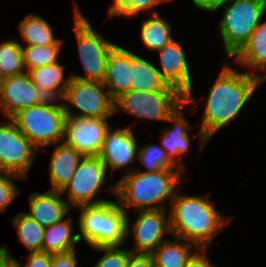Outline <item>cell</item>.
<instances>
[{
	"label": "cell",
	"mask_w": 266,
	"mask_h": 267,
	"mask_svg": "<svg viewBox=\"0 0 266 267\" xmlns=\"http://www.w3.org/2000/svg\"><path fill=\"white\" fill-rule=\"evenodd\" d=\"M226 62L224 61L219 75L210 87L204 103L205 109L197 133L200 150H203L218 130L235 120L254 91L264 83L246 71H237Z\"/></svg>",
	"instance_id": "6da1fadb"
},
{
	"label": "cell",
	"mask_w": 266,
	"mask_h": 267,
	"mask_svg": "<svg viewBox=\"0 0 266 267\" xmlns=\"http://www.w3.org/2000/svg\"><path fill=\"white\" fill-rule=\"evenodd\" d=\"M184 179L187 180L181 169H162L157 172H141L136 169L104 190L117 197L116 200L126 212L130 208L134 212L169 210L165 203L170 206Z\"/></svg>",
	"instance_id": "7a4b0ae2"
},
{
	"label": "cell",
	"mask_w": 266,
	"mask_h": 267,
	"mask_svg": "<svg viewBox=\"0 0 266 267\" xmlns=\"http://www.w3.org/2000/svg\"><path fill=\"white\" fill-rule=\"evenodd\" d=\"M177 190L169 207L171 236L184 239L198 248H208L217 234L229 223L208 194L183 195Z\"/></svg>",
	"instance_id": "3957f363"
},
{
	"label": "cell",
	"mask_w": 266,
	"mask_h": 267,
	"mask_svg": "<svg viewBox=\"0 0 266 267\" xmlns=\"http://www.w3.org/2000/svg\"><path fill=\"white\" fill-rule=\"evenodd\" d=\"M77 208L79 241L84 240L91 248L125 245L128 214L117 200Z\"/></svg>",
	"instance_id": "277c9868"
},
{
	"label": "cell",
	"mask_w": 266,
	"mask_h": 267,
	"mask_svg": "<svg viewBox=\"0 0 266 267\" xmlns=\"http://www.w3.org/2000/svg\"><path fill=\"white\" fill-rule=\"evenodd\" d=\"M223 8L217 30L225 56L233 58L261 23L266 12V0H230Z\"/></svg>",
	"instance_id": "5b68a950"
},
{
	"label": "cell",
	"mask_w": 266,
	"mask_h": 267,
	"mask_svg": "<svg viewBox=\"0 0 266 267\" xmlns=\"http://www.w3.org/2000/svg\"><path fill=\"white\" fill-rule=\"evenodd\" d=\"M66 113L58 100L44 102L23 109L11 119L19 130L38 149L63 142Z\"/></svg>",
	"instance_id": "8992f818"
},
{
	"label": "cell",
	"mask_w": 266,
	"mask_h": 267,
	"mask_svg": "<svg viewBox=\"0 0 266 267\" xmlns=\"http://www.w3.org/2000/svg\"><path fill=\"white\" fill-rule=\"evenodd\" d=\"M74 2V31L78 43V54L85 76L70 73V77L78 80L103 82L107 59L111 50L117 45L99 34L92 23L81 12L78 3Z\"/></svg>",
	"instance_id": "52a82bcc"
},
{
	"label": "cell",
	"mask_w": 266,
	"mask_h": 267,
	"mask_svg": "<svg viewBox=\"0 0 266 267\" xmlns=\"http://www.w3.org/2000/svg\"><path fill=\"white\" fill-rule=\"evenodd\" d=\"M185 102L177 88L168 85L161 91L143 92L131 90L115 99V114L124 112L146 120L167 119Z\"/></svg>",
	"instance_id": "ba28073f"
},
{
	"label": "cell",
	"mask_w": 266,
	"mask_h": 267,
	"mask_svg": "<svg viewBox=\"0 0 266 267\" xmlns=\"http://www.w3.org/2000/svg\"><path fill=\"white\" fill-rule=\"evenodd\" d=\"M62 104L66 115L75 117L108 119L115 115V100L103 82L71 78ZM72 106L79 112L74 113Z\"/></svg>",
	"instance_id": "9c48e42d"
},
{
	"label": "cell",
	"mask_w": 266,
	"mask_h": 267,
	"mask_svg": "<svg viewBox=\"0 0 266 267\" xmlns=\"http://www.w3.org/2000/svg\"><path fill=\"white\" fill-rule=\"evenodd\" d=\"M105 164L98 156H84L70 182L61 190L70 208L103 204L110 199H94L102 191L107 176Z\"/></svg>",
	"instance_id": "30bf717a"
},
{
	"label": "cell",
	"mask_w": 266,
	"mask_h": 267,
	"mask_svg": "<svg viewBox=\"0 0 266 267\" xmlns=\"http://www.w3.org/2000/svg\"><path fill=\"white\" fill-rule=\"evenodd\" d=\"M37 151L11 118L0 123V172L13 173L27 181Z\"/></svg>",
	"instance_id": "8fae6325"
},
{
	"label": "cell",
	"mask_w": 266,
	"mask_h": 267,
	"mask_svg": "<svg viewBox=\"0 0 266 267\" xmlns=\"http://www.w3.org/2000/svg\"><path fill=\"white\" fill-rule=\"evenodd\" d=\"M169 210H142L136 211L137 218L132 224L127 216V239L130 232L133 235L132 253L151 254L163 241L165 234H171Z\"/></svg>",
	"instance_id": "7c38bea8"
},
{
	"label": "cell",
	"mask_w": 266,
	"mask_h": 267,
	"mask_svg": "<svg viewBox=\"0 0 266 267\" xmlns=\"http://www.w3.org/2000/svg\"><path fill=\"white\" fill-rule=\"evenodd\" d=\"M107 120L66 115L63 143L83 156H98L110 128Z\"/></svg>",
	"instance_id": "4fadbf2b"
},
{
	"label": "cell",
	"mask_w": 266,
	"mask_h": 267,
	"mask_svg": "<svg viewBox=\"0 0 266 267\" xmlns=\"http://www.w3.org/2000/svg\"><path fill=\"white\" fill-rule=\"evenodd\" d=\"M158 52L161 65V68L158 67V70L162 78L168 85L177 88L185 95L186 105L193 104L192 106L198 107L200 102L192 95L194 85H192V74L184 47L180 42L173 40Z\"/></svg>",
	"instance_id": "5bb4252c"
},
{
	"label": "cell",
	"mask_w": 266,
	"mask_h": 267,
	"mask_svg": "<svg viewBox=\"0 0 266 267\" xmlns=\"http://www.w3.org/2000/svg\"><path fill=\"white\" fill-rule=\"evenodd\" d=\"M131 127L107 130L98 157L112 172L127 168L126 174L136 170L131 165L138 156L139 144Z\"/></svg>",
	"instance_id": "9a60e30c"
},
{
	"label": "cell",
	"mask_w": 266,
	"mask_h": 267,
	"mask_svg": "<svg viewBox=\"0 0 266 267\" xmlns=\"http://www.w3.org/2000/svg\"><path fill=\"white\" fill-rule=\"evenodd\" d=\"M45 100V96L32 83L27 71L2 81L0 111L6 118H12L19 111Z\"/></svg>",
	"instance_id": "2e32d148"
},
{
	"label": "cell",
	"mask_w": 266,
	"mask_h": 267,
	"mask_svg": "<svg viewBox=\"0 0 266 267\" xmlns=\"http://www.w3.org/2000/svg\"><path fill=\"white\" fill-rule=\"evenodd\" d=\"M184 102L168 119L169 127L164 128L161 138V147L166 151L169 160L179 169L184 171L185 163L181 162L180 157L186 155L191 148L190 127L192 126L188 120L185 119L183 108Z\"/></svg>",
	"instance_id": "e0dca14e"
},
{
	"label": "cell",
	"mask_w": 266,
	"mask_h": 267,
	"mask_svg": "<svg viewBox=\"0 0 266 267\" xmlns=\"http://www.w3.org/2000/svg\"><path fill=\"white\" fill-rule=\"evenodd\" d=\"M28 204L29 211L24 213L44 228L65 218L71 209L61 191L51 189L29 194Z\"/></svg>",
	"instance_id": "ac0fdd59"
},
{
	"label": "cell",
	"mask_w": 266,
	"mask_h": 267,
	"mask_svg": "<svg viewBox=\"0 0 266 267\" xmlns=\"http://www.w3.org/2000/svg\"><path fill=\"white\" fill-rule=\"evenodd\" d=\"M103 84L114 100L123 93L131 91V51L119 45L111 50L107 59Z\"/></svg>",
	"instance_id": "d6986e66"
},
{
	"label": "cell",
	"mask_w": 266,
	"mask_h": 267,
	"mask_svg": "<svg viewBox=\"0 0 266 267\" xmlns=\"http://www.w3.org/2000/svg\"><path fill=\"white\" fill-rule=\"evenodd\" d=\"M233 58L238 66L247 68L246 71L250 75L258 77L263 82L266 80V73H256L266 71V20L261 21L252 32L249 41Z\"/></svg>",
	"instance_id": "ffe728a7"
},
{
	"label": "cell",
	"mask_w": 266,
	"mask_h": 267,
	"mask_svg": "<svg viewBox=\"0 0 266 267\" xmlns=\"http://www.w3.org/2000/svg\"><path fill=\"white\" fill-rule=\"evenodd\" d=\"M53 146L49 164L50 189L61 191L70 182L84 156L63 142Z\"/></svg>",
	"instance_id": "44dd1931"
},
{
	"label": "cell",
	"mask_w": 266,
	"mask_h": 267,
	"mask_svg": "<svg viewBox=\"0 0 266 267\" xmlns=\"http://www.w3.org/2000/svg\"><path fill=\"white\" fill-rule=\"evenodd\" d=\"M65 67L59 62L28 70L32 83L41 91L46 99L62 100L71 79L65 76Z\"/></svg>",
	"instance_id": "7402d4cb"
},
{
	"label": "cell",
	"mask_w": 266,
	"mask_h": 267,
	"mask_svg": "<svg viewBox=\"0 0 266 267\" xmlns=\"http://www.w3.org/2000/svg\"><path fill=\"white\" fill-rule=\"evenodd\" d=\"M71 218L62 219L46 227L42 244V252L49 254L66 253L76 249L79 243L78 234L74 233Z\"/></svg>",
	"instance_id": "603a6c76"
},
{
	"label": "cell",
	"mask_w": 266,
	"mask_h": 267,
	"mask_svg": "<svg viewBox=\"0 0 266 267\" xmlns=\"http://www.w3.org/2000/svg\"><path fill=\"white\" fill-rule=\"evenodd\" d=\"M169 239L168 237L151 253L155 267H185L188 259L198 247L178 237L174 240Z\"/></svg>",
	"instance_id": "cb8c5ba5"
},
{
	"label": "cell",
	"mask_w": 266,
	"mask_h": 267,
	"mask_svg": "<svg viewBox=\"0 0 266 267\" xmlns=\"http://www.w3.org/2000/svg\"><path fill=\"white\" fill-rule=\"evenodd\" d=\"M52 25L37 14H28L20 21L19 34L26 46L63 45L64 40L55 38Z\"/></svg>",
	"instance_id": "d4e9b609"
},
{
	"label": "cell",
	"mask_w": 266,
	"mask_h": 267,
	"mask_svg": "<svg viewBox=\"0 0 266 267\" xmlns=\"http://www.w3.org/2000/svg\"><path fill=\"white\" fill-rule=\"evenodd\" d=\"M132 85L131 90L152 92L165 89L168 84L158 68L150 61L131 52Z\"/></svg>",
	"instance_id": "484cf974"
},
{
	"label": "cell",
	"mask_w": 266,
	"mask_h": 267,
	"mask_svg": "<svg viewBox=\"0 0 266 267\" xmlns=\"http://www.w3.org/2000/svg\"><path fill=\"white\" fill-rule=\"evenodd\" d=\"M171 23L159 13L152 14L140 27V40L150 51H159L173 41Z\"/></svg>",
	"instance_id": "4316f807"
},
{
	"label": "cell",
	"mask_w": 266,
	"mask_h": 267,
	"mask_svg": "<svg viewBox=\"0 0 266 267\" xmlns=\"http://www.w3.org/2000/svg\"><path fill=\"white\" fill-rule=\"evenodd\" d=\"M12 223L16 229L17 241L23 244L28 252H42L44 227L26 215L24 211L15 215Z\"/></svg>",
	"instance_id": "83f0119b"
},
{
	"label": "cell",
	"mask_w": 266,
	"mask_h": 267,
	"mask_svg": "<svg viewBox=\"0 0 266 267\" xmlns=\"http://www.w3.org/2000/svg\"><path fill=\"white\" fill-rule=\"evenodd\" d=\"M18 41L10 39L0 43V75L3 79L26 72L22 43Z\"/></svg>",
	"instance_id": "f1b7e54d"
},
{
	"label": "cell",
	"mask_w": 266,
	"mask_h": 267,
	"mask_svg": "<svg viewBox=\"0 0 266 267\" xmlns=\"http://www.w3.org/2000/svg\"><path fill=\"white\" fill-rule=\"evenodd\" d=\"M62 45L23 46L21 45L26 71L37 67L56 64L59 61Z\"/></svg>",
	"instance_id": "f546056e"
},
{
	"label": "cell",
	"mask_w": 266,
	"mask_h": 267,
	"mask_svg": "<svg viewBox=\"0 0 266 267\" xmlns=\"http://www.w3.org/2000/svg\"><path fill=\"white\" fill-rule=\"evenodd\" d=\"M139 166L143 165L146 170L138 169L141 172H157L162 169H179L167 157L166 151L159 144H145L139 146Z\"/></svg>",
	"instance_id": "4dcf8cb0"
},
{
	"label": "cell",
	"mask_w": 266,
	"mask_h": 267,
	"mask_svg": "<svg viewBox=\"0 0 266 267\" xmlns=\"http://www.w3.org/2000/svg\"><path fill=\"white\" fill-rule=\"evenodd\" d=\"M104 255L99 258L93 267H126L132 251L122 246L93 247Z\"/></svg>",
	"instance_id": "1f68e13d"
},
{
	"label": "cell",
	"mask_w": 266,
	"mask_h": 267,
	"mask_svg": "<svg viewBox=\"0 0 266 267\" xmlns=\"http://www.w3.org/2000/svg\"><path fill=\"white\" fill-rule=\"evenodd\" d=\"M23 179L22 177L9 173L0 172V213L2 214L9 205L14 201V199L21 193L18 190L14 180L12 179Z\"/></svg>",
	"instance_id": "d6a6232c"
},
{
	"label": "cell",
	"mask_w": 266,
	"mask_h": 267,
	"mask_svg": "<svg viewBox=\"0 0 266 267\" xmlns=\"http://www.w3.org/2000/svg\"><path fill=\"white\" fill-rule=\"evenodd\" d=\"M112 5L108 8L110 17L133 18V0H112Z\"/></svg>",
	"instance_id": "836d02e7"
},
{
	"label": "cell",
	"mask_w": 266,
	"mask_h": 267,
	"mask_svg": "<svg viewBox=\"0 0 266 267\" xmlns=\"http://www.w3.org/2000/svg\"><path fill=\"white\" fill-rule=\"evenodd\" d=\"M25 265L21 267H51L52 254L46 252H29Z\"/></svg>",
	"instance_id": "e575fe53"
},
{
	"label": "cell",
	"mask_w": 266,
	"mask_h": 267,
	"mask_svg": "<svg viewBox=\"0 0 266 267\" xmlns=\"http://www.w3.org/2000/svg\"><path fill=\"white\" fill-rule=\"evenodd\" d=\"M76 249L59 254H52L51 267H77Z\"/></svg>",
	"instance_id": "d590c367"
},
{
	"label": "cell",
	"mask_w": 266,
	"mask_h": 267,
	"mask_svg": "<svg viewBox=\"0 0 266 267\" xmlns=\"http://www.w3.org/2000/svg\"><path fill=\"white\" fill-rule=\"evenodd\" d=\"M206 252L208 248H198L188 259L185 267H216L207 257Z\"/></svg>",
	"instance_id": "8d00e7d4"
},
{
	"label": "cell",
	"mask_w": 266,
	"mask_h": 267,
	"mask_svg": "<svg viewBox=\"0 0 266 267\" xmlns=\"http://www.w3.org/2000/svg\"><path fill=\"white\" fill-rule=\"evenodd\" d=\"M165 1L169 0H133V17L150 10L152 11V14L160 13L154 8Z\"/></svg>",
	"instance_id": "74e56055"
},
{
	"label": "cell",
	"mask_w": 266,
	"mask_h": 267,
	"mask_svg": "<svg viewBox=\"0 0 266 267\" xmlns=\"http://www.w3.org/2000/svg\"><path fill=\"white\" fill-rule=\"evenodd\" d=\"M193 6L202 11H208V13L217 12L223 6H225L230 0H191Z\"/></svg>",
	"instance_id": "f35d334b"
},
{
	"label": "cell",
	"mask_w": 266,
	"mask_h": 267,
	"mask_svg": "<svg viewBox=\"0 0 266 267\" xmlns=\"http://www.w3.org/2000/svg\"><path fill=\"white\" fill-rule=\"evenodd\" d=\"M126 267H155L152 254L132 253Z\"/></svg>",
	"instance_id": "ab89813d"
},
{
	"label": "cell",
	"mask_w": 266,
	"mask_h": 267,
	"mask_svg": "<svg viewBox=\"0 0 266 267\" xmlns=\"http://www.w3.org/2000/svg\"><path fill=\"white\" fill-rule=\"evenodd\" d=\"M9 250L6 245L0 246V267H21V261L14 259Z\"/></svg>",
	"instance_id": "60d3db41"
},
{
	"label": "cell",
	"mask_w": 266,
	"mask_h": 267,
	"mask_svg": "<svg viewBox=\"0 0 266 267\" xmlns=\"http://www.w3.org/2000/svg\"><path fill=\"white\" fill-rule=\"evenodd\" d=\"M2 81H3V78L0 75V93H1V89H2Z\"/></svg>",
	"instance_id": "b9f144b4"
}]
</instances>
